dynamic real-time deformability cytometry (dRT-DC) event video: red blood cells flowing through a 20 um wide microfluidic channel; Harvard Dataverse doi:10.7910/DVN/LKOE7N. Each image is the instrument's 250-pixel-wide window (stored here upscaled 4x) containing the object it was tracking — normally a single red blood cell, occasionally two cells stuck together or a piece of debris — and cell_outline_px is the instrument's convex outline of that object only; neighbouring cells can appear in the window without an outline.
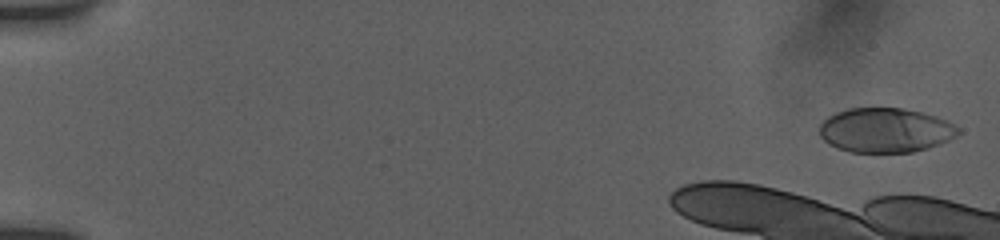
{"species": "human", "species_latin": "Homo sapiens", "temperature_condition": "room temperature", "stored_images_in_passage": 18, "camera_frame_rate_fps": 3000, "um_per_image_px": 0.085, "donor": {"sex": "female"}, "frame": {"image": 1, "passage_image": 2, "time_ms": 0.333, "image_size_px": [1000, 240], "cell_outline_px": [[960, 132], [956, 136], [948, 140], [928, 148], [912, 152], [852, 152], [836, 148], [828, 144], [820, 136], [820, 124], [828, 116], [836, 112], [848, 108], [904, 108], [924, 112], [936, 116], [960, 128]], "centroid_in_image_um": [75.24, 11.06], "position_along_channel_um": 9.8, "area_um2": 36.07}}